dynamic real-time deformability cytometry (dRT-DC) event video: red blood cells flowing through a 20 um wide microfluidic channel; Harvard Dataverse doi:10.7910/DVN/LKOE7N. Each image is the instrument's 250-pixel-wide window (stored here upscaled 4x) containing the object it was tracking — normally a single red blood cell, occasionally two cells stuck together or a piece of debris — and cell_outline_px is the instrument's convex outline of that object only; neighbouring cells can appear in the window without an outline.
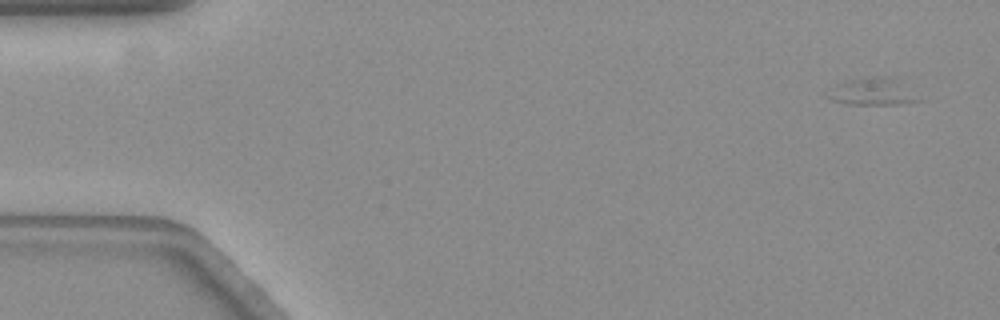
{"species": "common noctule bat (a hibernating species)", "species_latin": "Nyctalus noctula", "temperature_condition": "warm", "stored_images_in_passage": 54, "camera_frame_rate_fps": 3000, "um_per_image_px": 0.085, "animal": {"sex": "female", "body_mass_g": 19.3, "forearm_length_mm": 54.1}, "frame": {"image": 1, "passage_image": 1, "time_ms": 0.0, "image_size_px": [1000, 320], "cell_outline_px": [[920, 100], [900, 104], [844, 104], [832, 100], [824, 96], [836, 84], [848, 80], [872, 76], [896, 76]], "centroid_in_image_um": [74.12, 7.77], "position_along_channel_um": 10.9, "area_um2": 14.45}}
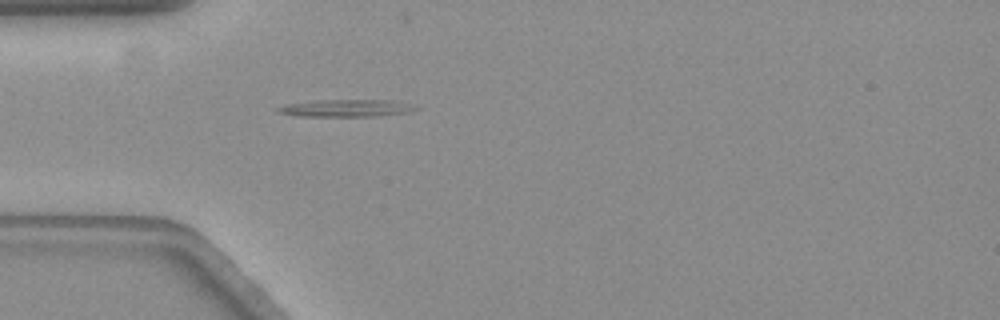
{"frame": {"image": 2, "passage_image": 16, "time_ms": 5.0, "image_size_px": [1000, 320], "cell_outline_px": [[420, 108], [408, 112], [376, 116], [300, 116], [280, 112], [276, 108], [288, 104], [324, 100], [396, 100]], "centroid_in_image_um": [29.5, 9.19], "position_along_channel_um": 55.5, "area_um2": 13.47}}
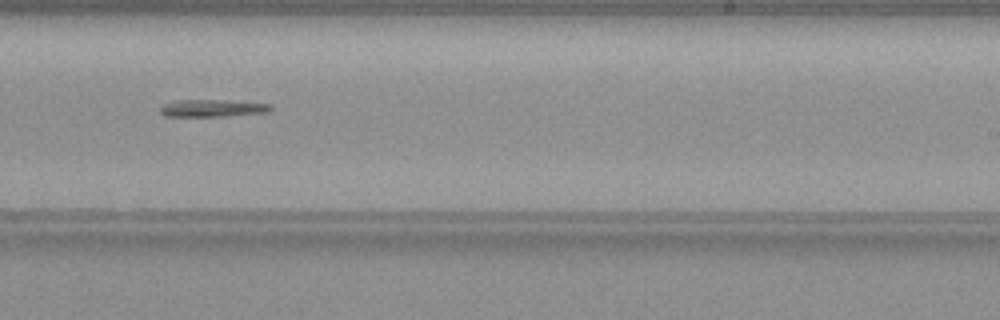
{"frame": {"image": 3, "passage_image": 35, "time_ms": 11.333, "image_size_px": [1000, 320], "cell_outline_px": [[272, 108], [268, 112], [220, 116], [164, 116], [160, 112], [160, 108], [164, 104], [176, 100], [224, 100], [272, 104]], "centroid_in_image_um": [18.04, 9.19], "position_along_channel_um": 271.0, "area_um2": 10.98}}